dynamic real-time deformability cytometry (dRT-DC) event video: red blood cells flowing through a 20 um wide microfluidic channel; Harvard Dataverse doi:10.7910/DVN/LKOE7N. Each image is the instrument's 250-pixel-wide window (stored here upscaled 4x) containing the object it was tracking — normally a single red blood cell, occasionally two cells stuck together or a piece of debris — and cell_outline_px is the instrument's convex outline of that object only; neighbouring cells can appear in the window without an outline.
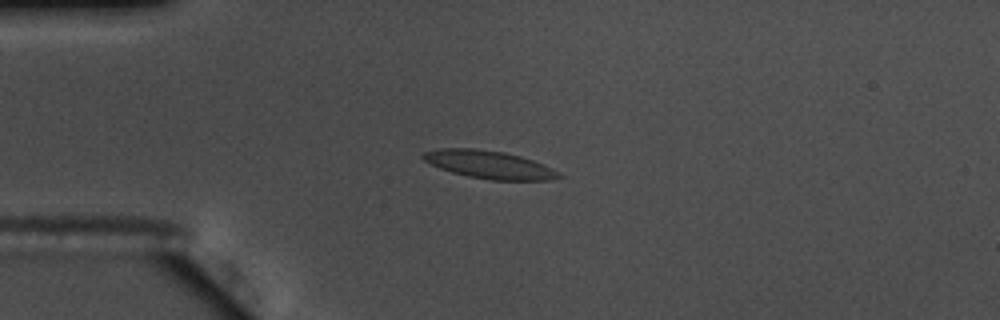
{"species": "common noctule bat (a hibernating species)", "species_latin": "Nyctalus noctula", "temperature_condition": "warm", "stored_images_in_passage": 44, "camera_frame_rate_fps": 3000, "um_per_image_px": 0.085, "animal": {"sex": "male", "body_mass_g": 17.5, "forearm_length_mm": 52.3}, "frame": {"image": 1, "passage_image": 2, "time_ms": 0.333, "image_size_px": [1000, 320], "cell_outline_px": [[564, 176], [548, 180], [492, 180], [468, 176], [452, 172], [440, 168], [424, 160], [420, 156], [424, 152], [440, 148], [476, 148], [504, 152], [520, 156], [532, 160], [552, 168], [560, 172]], "centroid_in_image_um": [41.59, 13.99], "position_along_channel_um": 43.4, "area_um2": 21.96}}
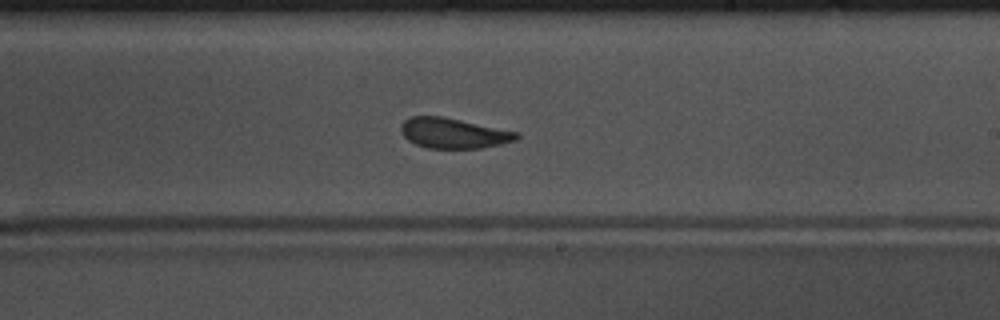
{"frame": {"image": 2, "passage_image": 21, "time_ms": 6.667, "image_size_px": [1000, 320], "cell_outline_px": [[520, 136], [516, 140], [500, 144], [480, 148], [428, 148], [416, 144], [408, 140], [400, 132], [400, 124], [404, 120], [412, 116], [444, 116], [520, 132]], "centroid_in_image_um": [38.55, 11.31], "position_along_channel_um": 250.5, "area_um2": 20.58}}
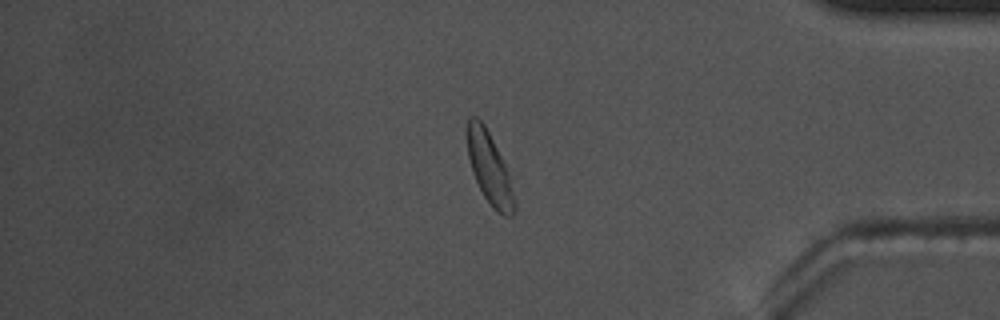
{"frame": {"image": 3, "passage_image": 35, "time_ms": 11.333, "image_size_px": [1000, 320], "cell_outline_px": [[516, 212], [512, 216], [504, 216], [496, 212], [492, 208], [484, 196], [472, 172], [468, 160], [468, 116], [476, 116], [484, 124], [504, 164], [516, 200]], "centroid_in_image_um": [41.61, 14.38], "position_along_channel_um": 393.6, "area_um2": 19.31}, "authors_computed_cell_mechanics": {"area_um2": 20.9814, "velocity_mm_per_s": 3.6346, "shape_relaxation_time_tau1_ms": 3.4614, "shape_relaxation_time_tau2_ms": 0.6492, "deformation_change_tau1": 0.1347, "deformation_change_tau2": 0.0726}}